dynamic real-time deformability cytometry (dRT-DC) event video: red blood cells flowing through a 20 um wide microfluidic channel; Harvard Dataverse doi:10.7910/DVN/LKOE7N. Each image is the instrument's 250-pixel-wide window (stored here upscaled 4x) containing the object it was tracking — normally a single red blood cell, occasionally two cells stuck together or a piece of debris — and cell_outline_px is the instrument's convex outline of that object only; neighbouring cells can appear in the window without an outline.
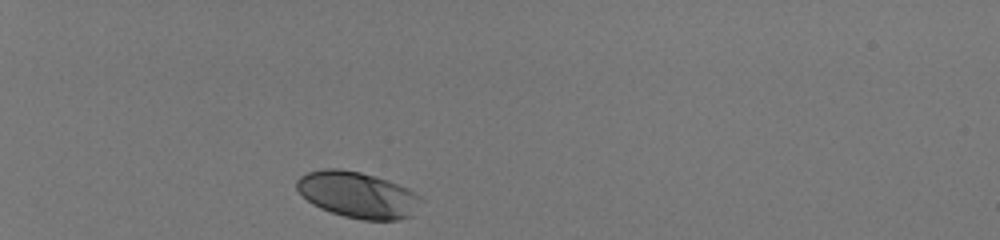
{"species": "human", "species_latin": "Homo sapiens", "temperature_condition": "room temperature", "stored_images_in_passage": 33, "camera_frame_rate_fps": 3000, "um_per_image_px": 0.085, "donor": {"sex": "male"}, "frame": {"image": 1, "passage_image": 1, "time_ms": 0.0, "image_size_px": [1000, 240], "cell_outline_px": [[424, 200], [412, 216], [396, 220], [364, 220], [344, 216], [320, 208], [312, 204], [296, 188], [296, 180], [300, 176], [308, 172], [324, 168], [336, 168], [360, 172], [408, 188], [416, 192]], "centroid_in_image_um": [30.42, 16.57], "position_along_channel_um": 54.6, "area_um2": 33.29}}
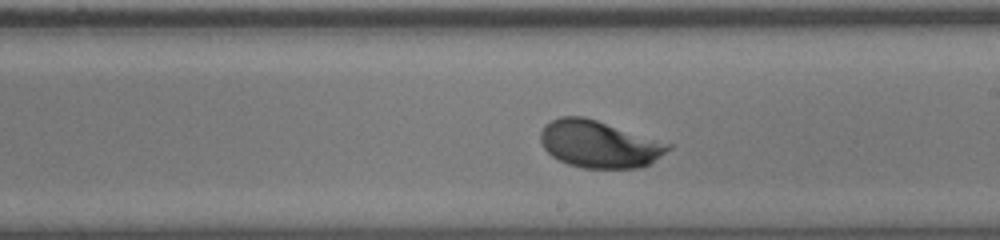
{"frame": {"image": 2, "passage_image": 19, "time_ms": 6.0, "image_size_px": [1000, 240], "cell_outline_px": [[672, 148], [648, 164], [640, 168], [584, 168], [568, 164], [552, 156], [544, 148], [540, 140], [540, 132], [544, 124], [560, 116], [584, 116], [672, 144]], "centroid_in_image_um": [50.9, 12.24], "position_along_channel_um": 238.1, "area_um2": 34.91}}
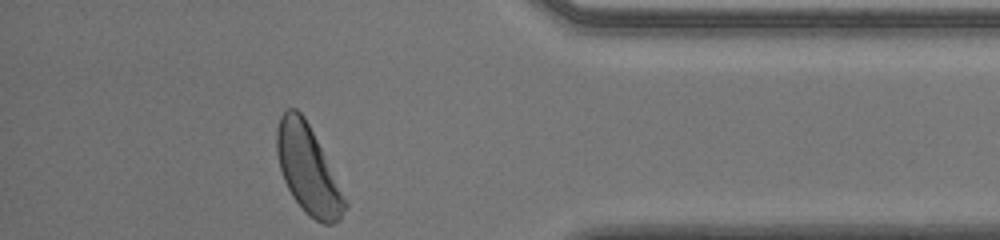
{"frame": {"image": 3, "passage_image": 33, "time_ms": 10.667, "image_size_px": [1000, 240], "cell_outline_px": [[348, 204], [340, 220], [332, 224], [324, 224], [316, 220], [304, 212], [292, 196], [284, 180], [280, 168], [276, 152], [276, 128], [280, 116], [288, 108], [296, 108], [304, 116]], "centroid_in_image_um": [26.14, 14.42], "position_along_channel_um": 409.1, "area_um2": 34.22}, "authors_computed_cell_mechanics": {"area_um2": 33.813, "velocity_mm_per_s": 3.9861, "shape_relaxation_time_tau1_ms": 1.0526, "shape_relaxation_time_tau2_ms": null, "deformation_change_tau1": 0.0938, "deformation_change_tau2": null}}